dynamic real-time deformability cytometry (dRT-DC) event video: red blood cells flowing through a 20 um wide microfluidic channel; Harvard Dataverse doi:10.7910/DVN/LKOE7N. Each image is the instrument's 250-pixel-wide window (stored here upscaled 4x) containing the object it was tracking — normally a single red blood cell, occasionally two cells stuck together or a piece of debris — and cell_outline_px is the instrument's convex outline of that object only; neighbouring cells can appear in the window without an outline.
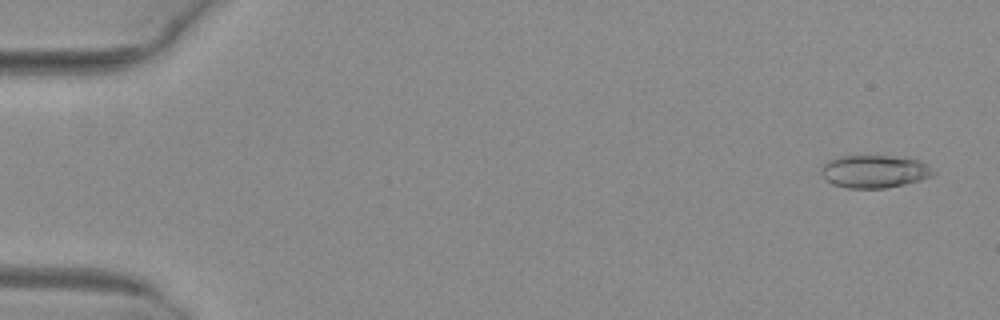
{"species": "common noctule bat (a hibernating species)", "species_latin": "Nyctalus noctula", "temperature_condition": "warm", "stored_images_in_passage": 50, "camera_frame_rate_fps": 3000, "um_per_image_px": 0.085, "animal": {"sex": "female", "body_mass_g": 29.2, "forearm_length_mm": 56.3}, "frame": {"image": 1, "passage_image": 1, "time_ms": 0.0, "image_size_px": [1000, 320], "cell_outline_px": [[936, 172], [932, 176], [920, 180], [904, 184], [884, 188], [848, 188], [832, 184], [820, 172], [820, 168], [828, 160], [836, 156], [892, 156], [916, 160], [924, 164]], "centroid_in_image_um": [74.28, 14.57], "position_along_channel_um": 10.7, "area_um2": 21.15}}
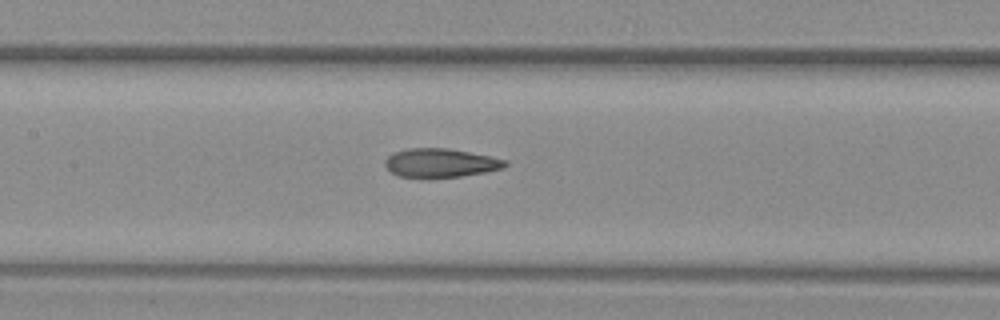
{"frame": {"image": 2, "passage_image": 24, "time_ms": 7.667, "image_size_px": [1000, 320], "cell_outline_px": [[508, 164], [504, 168], [484, 172], [460, 176], [428, 180], [420, 180], [400, 176], [392, 172], [384, 164], [384, 160], [392, 152], [408, 148], [448, 148], [508, 160]], "centroid_in_image_um": [37.39, 13.88], "position_along_channel_um": 170.0, "area_um2": 20.69}}
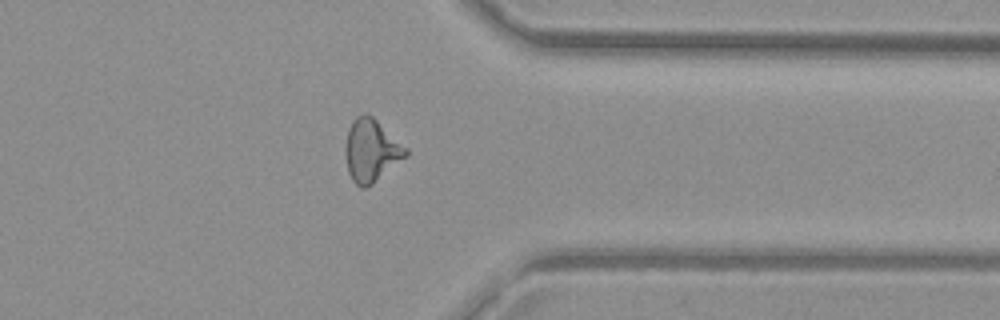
{"frame": {"image": 3, "passage_image": 40, "time_ms": 13.0, "image_size_px": [1000, 320], "cell_outline_px": [[408, 156], [372, 184], [364, 188], [360, 188], [352, 180], [348, 172], [344, 152], [344, 148], [348, 128], [356, 116], [364, 112], [372, 116], [408, 148]], "centroid_in_image_um": [31.55, 12.79], "position_along_channel_um": 379.9, "area_um2": 22.25}, "authors_computed_cell_mechanics": {"area_um2": 20.9525, "velocity_mm_per_s": 4.0528, "shape_relaxation_time_tau1_ms": null, "shape_relaxation_time_tau2_ms": 1.9241, "deformation_change_tau1": null, "deformation_change_tau2": 0.1103}}